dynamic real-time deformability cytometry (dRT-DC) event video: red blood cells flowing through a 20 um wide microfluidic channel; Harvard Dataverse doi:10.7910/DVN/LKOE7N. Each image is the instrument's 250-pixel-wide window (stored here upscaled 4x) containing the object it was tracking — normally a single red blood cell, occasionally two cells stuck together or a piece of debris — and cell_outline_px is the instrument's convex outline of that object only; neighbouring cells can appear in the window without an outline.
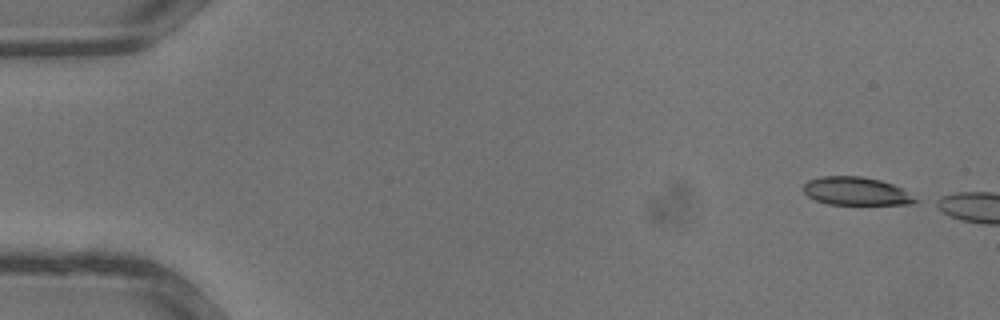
{"species": "common noctule bat (a hibernating species)", "species_latin": "Nyctalus noctula", "temperature_condition": "warm", "stored_images_in_passage": 3, "camera_frame_rate_fps": 3000, "um_per_image_px": 0.085, "animal": {"sex": "male", "body_mass_g": 13.3}, "frame": {"image": 1, "passage_image": 1, "time_ms": 0.0, "image_size_px": [1000, 320], "cell_outline_px": [[920, 200], [916, 204], [828, 204], [816, 200], [808, 196], [804, 192], [804, 184], [808, 180], [824, 176], [860, 176], [880, 180], [892, 184], [900, 188]], "centroid_in_image_um": [72.78, 16.25], "position_along_channel_um": 12.2, "area_um2": 18.21}}